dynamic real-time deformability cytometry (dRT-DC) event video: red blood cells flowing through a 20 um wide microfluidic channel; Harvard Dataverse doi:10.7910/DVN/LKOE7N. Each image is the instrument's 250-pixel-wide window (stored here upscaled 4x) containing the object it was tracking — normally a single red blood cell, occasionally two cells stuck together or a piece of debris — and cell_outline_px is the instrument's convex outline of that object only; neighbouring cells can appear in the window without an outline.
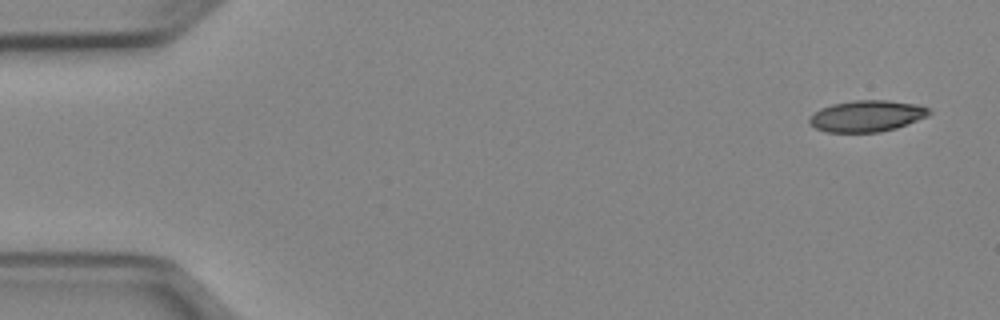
{"species": "Egyptian fruit bat (a non-hibernating species)", "species_latin": "Rousettus aegyptiacus", "temperature_condition": "cold", "stored_images_in_passage": 15, "camera_frame_rate_fps": 3000, "um_per_image_px": 0.085, "animal": {"sex": "female"}, "frame": {"image": 1, "passage_image": 1, "time_ms": 0.0, "image_size_px": [1000, 320], "cell_outline_px": [[932, 112], [928, 116], [896, 128], [880, 132], [824, 132], [808, 124], [808, 120], [820, 108], [832, 104], [856, 100], [888, 100], [916, 104], [928, 108]], "centroid_in_image_um": [73.67, 9.86], "position_along_channel_um": 11.3, "area_um2": 21.85}}
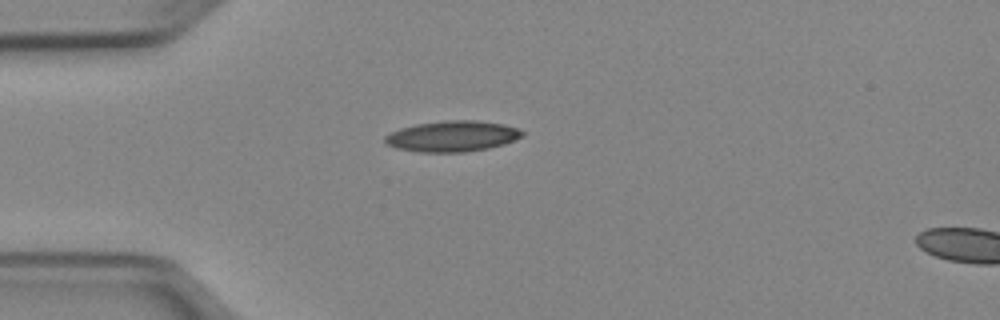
{"frame": {"image": 2, "passage_image": 12, "time_ms": 3.667, "image_size_px": [1000, 320], "cell_outline_px": [[524, 136], [504, 144], [488, 148], [464, 152], [416, 152], [396, 148], [384, 144], [384, 136], [400, 128], [416, 124], [448, 120], [476, 120], [504, 124], [516, 128], [524, 132]], "centroid_in_image_um": [38.42, 11.58], "position_along_channel_um": 46.6, "area_um2": 24.74}}